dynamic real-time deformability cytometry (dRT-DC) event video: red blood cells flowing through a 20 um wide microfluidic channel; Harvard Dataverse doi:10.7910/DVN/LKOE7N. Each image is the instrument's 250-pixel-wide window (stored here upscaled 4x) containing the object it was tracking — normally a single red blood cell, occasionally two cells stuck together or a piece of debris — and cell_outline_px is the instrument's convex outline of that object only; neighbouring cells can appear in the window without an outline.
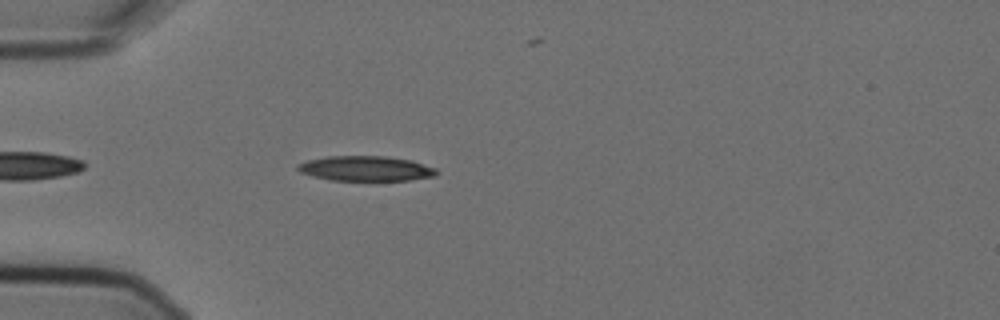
{"species": "Egyptian fruit bat (a non-hibernating species)", "species_latin": "Rousettus aegyptiacus", "temperature_condition": "cold", "stored_images_in_passage": 3, "camera_frame_rate_fps": 3000, "um_per_image_px": 0.085, "animal": {"sex": "female"}, "frame": {"image": 1, "passage_image": 3, "time_ms": 0.667, "image_size_px": [1000, 320], "cell_outline_px": [[440, 172], [436, 176], [412, 180], [332, 180], [312, 176], [300, 172], [296, 168], [296, 164], [308, 160], [328, 156], [384, 156], [412, 160], [436, 168]], "centroid_in_image_um": [31.12, 14.32], "position_along_channel_um": 53.9, "area_um2": 20.35}}